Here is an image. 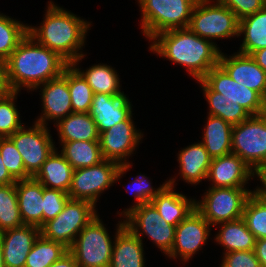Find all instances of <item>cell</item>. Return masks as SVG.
<instances>
[{
    "mask_svg": "<svg viewBox=\"0 0 266 267\" xmlns=\"http://www.w3.org/2000/svg\"><path fill=\"white\" fill-rule=\"evenodd\" d=\"M151 41V51L187 67L189 74L196 80L202 79L219 63V47H216L214 42L196 35L189 28L161 32Z\"/></svg>",
    "mask_w": 266,
    "mask_h": 267,
    "instance_id": "7a4b0ae2",
    "label": "cell"
},
{
    "mask_svg": "<svg viewBox=\"0 0 266 267\" xmlns=\"http://www.w3.org/2000/svg\"><path fill=\"white\" fill-rule=\"evenodd\" d=\"M259 177L260 182H262V188L258 187L256 190L253 191V194L260 199L263 203L266 204V168H261L254 171V175Z\"/></svg>",
    "mask_w": 266,
    "mask_h": 267,
    "instance_id": "f6af8a7d",
    "label": "cell"
},
{
    "mask_svg": "<svg viewBox=\"0 0 266 267\" xmlns=\"http://www.w3.org/2000/svg\"><path fill=\"white\" fill-rule=\"evenodd\" d=\"M211 2L212 0H198L188 28L196 35L209 41L240 36L239 19L236 15L218 0L214 4Z\"/></svg>",
    "mask_w": 266,
    "mask_h": 267,
    "instance_id": "8992f818",
    "label": "cell"
},
{
    "mask_svg": "<svg viewBox=\"0 0 266 267\" xmlns=\"http://www.w3.org/2000/svg\"><path fill=\"white\" fill-rule=\"evenodd\" d=\"M199 81L205 98L209 103V114L211 116L219 117L224 121L236 125L245 119L249 118L251 114L237 102L224 98L223 94L213 91L202 79Z\"/></svg>",
    "mask_w": 266,
    "mask_h": 267,
    "instance_id": "f546056e",
    "label": "cell"
},
{
    "mask_svg": "<svg viewBox=\"0 0 266 267\" xmlns=\"http://www.w3.org/2000/svg\"><path fill=\"white\" fill-rule=\"evenodd\" d=\"M142 12L141 29L146 38L180 28H188L198 0H138Z\"/></svg>",
    "mask_w": 266,
    "mask_h": 267,
    "instance_id": "277c9868",
    "label": "cell"
},
{
    "mask_svg": "<svg viewBox=\"0 0 266 267\" xmlns=\"http://www.w3.org/2000/svg\"><path fill=\"white\" fill-rule=\"evenodd\" d=\"M35 41L27 34L6 60L7 78L12 91L19 92L22 87L39 89L43 83L60 77L69 65L57 52Z\"/></svg>",
    "mask_w": 266,
    "mask_h": 267,
    "instance_id": "6da1fadb",
    "label": "cell"
},
{
    "mask_svg": "<svg viewBox=\"0 0 266 267\" xmlns=\"http://www.w3.org/2000/svg\"><path fill=\"white\" fill-rule=\"evenodd\" d=\"M125 218V226L141 241V236L145 233L165 255L171 252L176 226L168 224L164 218H161L152 203H143L131 209Z\"/></svg>",
    "mask_w": 266,
    "mask_h": 267,
    "instance_id": "8fae6325",
    "label": "cell"
},
{
    "mask_svg": "<svg viewBox=\"0 0 266 267\" xmlns=\"http://www.w3.org/2000/svg\"><path fill=\"white\" fill-rule=\"evenodd\" d=\"M244 34L240 53L251 55L266 48V5L254 14L239 20V35Z\"/></svg>",
    "mask_w": 266,
    "mask_h": 267,
    "instance_id": "83f0119b",
    "label": "cell"
},
{
    "mask_svg": "<svg viewBox=\"0 0 266 267\" xmlns=\"http://www.w3.org/2000/svg\"><path fill=\"white\" fill-rule=\"evenodd\" d=\"M51 137L48 127L36 122L29 129L22 126L8 137L22 156L25 170L31 177L38 173L47 157L55 150Z\"/></svg>",
    "mask_w": 266,
    "mask_h": 267,
    "instance_id": "7c38bea8",
    "label": "cell"
},
{
    "mask_svg": "<svg viewBox=\"0 0 266 267\" xmlns=\"http://www.w3.org/2000/svg\"><path fill=\"white\" fill-rule=\"evenodd\" d=\"M202 80L213 91L237 102L251 115L266 113V101L256 91L234 81L219 64L210 69Z\"/></svg>",
    "mask_w": 266,
    "mask_h": 267,
    "instance_id": "4fadbf2b",
    "label": "cell"
},
{
    "mask_svg": "<svg viewBox=\"0 0 266 267\" xmlns=\"http://www.w3.org/2000/svg\"><path fill=\"white\" fill-rule=\"evenodd\" d=\"M130 167L129 161L119 165L111 160H103L94 166L75 169L68 192L70 199L85 200L95 206L99 195L119 180Z\"/></svg>",
    "mask_w": 266,
    "mask_h": 267,
    "instance_id": "5b68a950",
    "label": "cell"
},
{
    "mask_svg": "<svg viewBox=\"0 0 266 267\" xmlns=\"http://www.w3.org/2000/svg\"><path fill=\"white\" fill-rule=\"evenodd\" d=\"M55 125L61 142L99 141L97 125L89 113H71Z\"/></svg>",
    "mask_w": 266,
    "mask_h": 267,
    "instance_id": "484cf974",
    "label": "cell"
},
{
    "mask_svg": "<svg viewBox=\"0 0 266 267\" xmlns=\"http://www.w3.org/2000/svg\"><path fill=\"white\" fill-rule=\"evenodd\" d=\"M174 180L173 178L166 181L167 184L151 200V203L158 210L161 218H164L168 224L177 226L195 209L196 200L187 199L185 195L174 192Z\"/></svg>",
    "mask_w": 266,
    "mask_h": 267,
    "instance_id": "603a6c76",
    "label": "cell"
},
{
    "mask_svg": "<svg viewBox=\"0 0 266 267\" xmlns=\"http://www.w3.org/2000/svg\"><path fill=\"white\" fill-rule=\"evenodd\" d=\"M203 200L195 202V209L212 226L239 219L245 203L253 191L236 187H209Z\"/></svg>",
    "mask_w": 266,
    "mask_h": 267,
    "instance_id": "30bf717a",
    "label": "cell"
},
{
    "mask_svg": "<svg viewBox=\"0 0 266 267\" xmlns=\"http://www.w3.org/2000/svg\"><path fill=\"white\" fill-rule=\"evenodd\" d=\"M252 176L253 170L238 155L230 153L212 158L207 178L213 182L212 187L244 188Z\"/></svg>",
    "mask_w": 266,
    "mask_h": 267,
    "instance_id": "d6986e66",
    "label": "cell"
},
{
    "mask_svg": "<svg viewBox=\"0 0 266 267\" xmlns=\"http://www.w3.org/2000/svg\"><path fill=\"white\" fill-rule=\"evenodd\" d=\"M23 225L18 206L16 183L0 185V232Z\"/></svg>",
    "mask_w": 266,
    "mask_h": 267,
    "instance_id": "e575fe53",
    "label": "cell"
},
{
    "mask_svg": "<svg viewBox=\"0 0 266 267\" xmlns=\"http://www.w3.org/2000/svg\"><path fill=\"white\" fill-rule=\"evenodd\" d=\"M13 183H16V180L10 175L4 166V162L2 161V156L0 153V185H8Z\"/></svg>",
    "mask_w": 266,
    "mask_h": 267,
    "instance_id": "c3c4849f",
    "label": "cell"
},
{
    "mask_svg": "<svg viewBox=\"0 0 266 267\" xmlns=\"http://www.w3.org/2000/svg\"><path fill=\"white\" fill-rule=\"evenodd\" d=\"M135 179L136 180L132 182V185L134 186L132 188V191L135 195L136 204H134L128 209H125V211H123V214L121 213V215L123 216H125L131 209L136 208L143 203H151V200L156 197L158 193L162 190V188L167 184V182H165L157 189H153V187H151V182L149 183L145 175H139V177H136Z\"/></svg>",
    "mask_w": 266,
    "mask_h": 267,
    "instance_id": "60d3db41",
    "label": "cell"
},
{
    "mask_svg": "<svg viewBox=\"0 0 266 267\" xmlns=\"http://www.w3.org/2000/svg\"><path fill=\"white\" fill-rule=\"evenodd\" d=\"M69 199V194L62 190L44 187L43 225L49 220L54 219L63 210Z\"/></svg>",
    "mask_w": 266,
    "mask_h": 267,
    "instance_id": "ab89813d",
    "label": "cell"
},
{
    "mask_svg": "<svg viewBox=\"0 0 266 267\" xmlns=\"http://www.w3.org/2000/svg\"><path fill=\"white\" fill-rule=\"evenodd\" d=\"M96 215L97 211L91 202L69 199L63 210L40 228V234L69 249L77 235Z\"/></svg>",
    "mask_w": 266,
    "mask_h": 267,
    "instance_id": "ba28073f",
    "label": "cell"
},
{
    "mask_svg": "<svg viewBox=\"0 0 266 267\" xmlns=\"http://www.w3.org/2000/svg\"><path fill=\"white\" fill-rule=\"evenodd\" d=\"M96 215L77 235L68 249L78 267H109L113 244L110 236Z\"/></svg>",
    "mask_w": 266,
    "mask_h": 267,
    "instance_id": "9c48e42d",
    "label": "cell"
},
{
    "mask_svg": "<svg viewBox=\"0 0 266 267\" xmlns=\"http://www.w3.org/2000/svg\"><path fill=\"white\" fill-rule=\"evenodd\" d=\"M221 229L216 235L215 241L221 244L226 253L234 251H248L255 249V237L247 228L243 218L220 223Z\"/></svg>",
    "mask_w": 266,
    "mask_h": 267,
    "instance_id": "f1b7e54d",
    "label": "cell"
},
{
    "mask_svg": "<svg viewBox=\"0 0 266 267\" xmlns=\"http://www.w3.org/2000/svg\"><path fill=\"white\" fill-rule=\"evenodd\" d=\"M43 115L36 120V123L46 126L47 120H59L73 113L71 97L68 89V66L63 74L55 79L42 84Z\"/></svg>",
    "mask_w": 266,
    "mask_h": 267,
    "instance_id": "e0dca14e",
    "label": "cell"
},
{
    "mask_svg": "<svg viewBox=\"0 0 266 267\" xmlns=\"http://www.w3.org/2000/svg\"><path fill=\"white\" fill-rule=\"evenodd\" d=\"M16 193L22 222L41 228L43 226V185L34 177L17 180Z\"/></svg>",
    "mask_w": 266,
    "mask_h": 267,
    "instance_id": "44dd1931",
    "label": "cell"
},
{
    "mask_svg": "<svg viewBox=\"0 0 266 267\" xmlns=\"http://www.w3.org/2000/svg\"><path fill=\"white\" fill-rule=\"evenodd\" d=\"M58 153L55 148L34 178L45 188L59 189L68 193L74 169L63 155Z\"/></svg>",
    "mask_w": 266,
    "mask_h": 267,
    "instance_id": "d4e9b609",
    "label": "cell"
},
{
    "mask_svg": "<svg viewBox=\"0 0 266 267\" xmlns=\"http://www.w3.org/2000/svg\"><path fill=\"white\" fill-rule=\"evenodd\" d=\"M86 79L88 85L95 93H104L109 95L118 94L120 90V81L117 72L109 65L98 64L91 66L85 72L81 71L76 65H73Z\"/></svg>",
    "mask_w": 266,
    "mask_h": 267,
    "instance_id": "1f68e13d",
    "label": "cell"
},
{
    "mask_svg": "<svg viewBox=\"0 0 266 267\" xmlns=\"http://www.w3.org/2000/svg\"><path fill=\"white\" fill-rule=\"evenodd\" d=\"M201 143L212 158L232 153L233 125L215 116L208 115Z\"/></svg>",
    "mask_w": 266,
    "mask_h": 267,
    "instance_id": "4316f807",
    "label": "cell"
},
{
    "mask_svg": "<svg viewBox=\"0 0 266 267\" xmlns=\"http://www.w3.org/2000/svg\"><path fill=\"white\" fill-rule=\"evenodd\" d=\"M39 235L38 226L26 224L0 232L5 267H25L26 257Z\"/></svg>",
    "mask_w": 266,
    "mask_h": 267,
    "instance_id": "ffe728a7",
    "label": "cell"
},
{
    "mask_svg": "<svg viewBox=\"0 0 266 267\" xmlns=\"http://www.w3.org/2000/svg\"><path fill=\"white\" fill-rule=\"evenodd\" d=\"M227 6L240 20L248 15L260 11L265 5L266 0H218Z\"/></svg>",
    "mask_w": 266,
    "mask_h": 267,
    "instance_id": "b9f144b4",
    "label": "cell"
},
{
    "mask_svg": "<svg viewBox=\"0 0 266 267\" xmlns=\"http://www.w3.org/2000/svg\"><path fill=\"white\" fill-rule=\"evenodd\" d=\"M0 267H5L1 239H0Z\"/></svg>",
    "mask_w": 266,
    "mask_h": 267,
    "instance_id": "f907efd6",
    "label": "cell"
},
{
    "mask_svg": "<svg viewBox=\"0 0 266 267\" xmlns=\"http://www.w3.org/2000/svg\"><path fill=\"white\" fill-rule=\"evenodd\" d=\"M18 92L11 91L10 93L0 96V138H6L13 135L23 124L19 120V112L15 106V98L17 99Z\"/></svg>",
    "mask_w": 266,
    "mask_h": 267,
    "instance_id": "74e56055",
    "label": "cell"
},
{
    "mask_svg": "<svg viewBox=\"0 0 266 267\" xmlns=\"http://www.w3.org/2000/svg\"><path fill=\"white\" fill-rule=\"evenodd\" d=\"M210 226L205 218L194 209L176 226L173 246L168 256L173 259L179 256L182 261H189L193 254L195 255L206 243L210 234Z\"/></svg>",
    "mask_w": 266,
    "mask_h": 267,
    "instance_id": "5bb4252c",
    "label": "cell"
},
{
    "mask_svg": "<svg viewBox=\"0 0 266 267\" xmlns=\"http://www.w3.org/2000/svg\"><path fill=\"white\" fill-rule=\"evenodd\" d=\"M256 63L266 72V48L256 50L251 54Z\"/></svg>",
    "mask_w": 266,
    "mask_h": 267,
    "instance_id": "681fc988",
    "label": "cell"
},
{
    "mask_svg": "<svg viewBox=\"0 0 266 267\" xmlns=\"http://www.w3.org/2000/svg\"><path fill=\"white\" fill-rule=\"evenodd\" d=\"M218 64L234 81L256 91L266 101V72L251 55L237 52L228 58L220 52Z\"/></svg>",
    "mask_w": 266,
    "mask_h": 267,
    "instance_id": "2e32d148",
    "label": "cell"
},
{
    "mask_svg": "<svg viewBox=\"0 0 266 267\" xmlns=\"http://www.w3.org/2000/svg\"><path fill=\"white\" fill-rule=\"evenodd\" d=\"M50 267H78L73 254L68 250L62 257Z\"/></svg>",
    "mask_w": 266,
    "mask_h": 267,
    "instance_id": "7dc6e473",
    "label": "cell"
},
{
    "mask_svg": "<svg viewBox=\"0 0 266 267\" xmlns=\"http://www.w3.org/2000/svg\"><path fill=\"white\" fill-rule=\"evenodd\" d=\"M68 89L73 113H88L94 92L82 74L72 65H68Z\"/></svg>",
    "mask_w": 266,
    "mask_h": 267,
    "instance_id": "836d02e7",
    "label": "cell"
},
{
    "mask_svg": "<svg viewBox=\"0 0 266 267\" xmlns=\"http://www.w3.org/2000/svg\"><path fill=\"white\" fill-rule=\"evenodd\" d=\"M0 153L4 166L16 181L31 178L25 170L22 156L8 137L0 138Z\"/></svg>",
    "mask_w": 266,
    "mask_h": 267,
    "instance_id": "f35d334b",
    "label": "cell"
},
{
    "mask_svg": "<svg viewBox=\"0 0 266 267\" xmlns=\"http://www.w3.org/2000/svg\"><path fill=\"white\" fill-rule=\"evenodd\" d=\"M255 254L261 267H266V238L255 241Z\"/></svg>",
    "mask_w": 266,
    "mask_h": 267,
    "instance_id": "bcb514c9",
    "label": "cell"
},
{
    "mask_svg": "<svg viewBox=\"0 0 266 267\" xmlns=\"http://www.w3.org/2000/svg\"><path fill=\"white\" fill-rule=\"evenodd\" d=\"M242 218L256 240L266 238V204L253 193L245 203Z\"/></svg>",
    "mask_w": 266,
    "mask_h": 267,
    "instance_id": "8d00e7d4",
    "label": "cell"
},
{
    "mask_svg": "<svg viewBox=\"0 0 266 267\" xmlns=\"http://www.w3.org/2000/svg\"><path fill=\"white\" fill-rule=\"evenodd\" d=\"M61 154L73 169L90 167L101 163L104 158L99 141L61 142Z\"/></svg>",
    "mask_w": 266,
    "mask_h": 267,
    "instance_id": "4dcf8cb0",
    "label": "cell"
},
{
    "mask_svg": "<svg viewBox=\"0 0 266 267\" xmlns=\"http://www.w3.org/2000/svg\"><path fill=\"white\" fill-rule=\"evenodd\" d=\"M232 153L256 171L266 168V113L251 115L233 125Z\"/></svg>",
    "mask_w": 266,
    "mask_h": 267,
    "instance_id": "52a82bcc",
    "label": "cell"
},
{
    "mask_svg": "<svg viewBox=\"0 0 266 267\" xmlns=\"http://www.w3.org/2000/svg\"><path fill=\"white\" fill-rule=\"evenodd\" d=\"M12 90L8 83L7 78V65L6 61L0 59V96L10 93Z\"/></svg>",
    "mask_w": 266,
    "mask_h": 267,
    "instance_id": "ee69618b",
    "label": "cell"
},
{
    "mask_svg": "<svg viewBox=\"0 0 266 267\" xmlns=\"http://www.w3.org/2000/svg\"><path fill=\"white\" fill-rule=\"evenodd\" d=\"M177 160L185 182L196 185L207 179L212 157L201 142L182 149Z\"/></svg>",
    "mask_w": 266,
    "mask_h": 267,
    "instance_id": "cb8c5ba5",
    "label": "cell"
},
{
    "mask_svg": "<svg viewBox=\"0 0 266 267\" xmlns=\"http://www.w3.org/2000/svg\"><path fill=\"white\" fill-rule=\"evenodd\" d=\"M67 251L62 243L48 240L40 234L26 257L25 267H50Z\"/></svg>",
    "mask_w": 266,
    "mask_h": 267,
    "instance_id": "d6a6232c",
    "label": "cell"
},
{
    "mask_svg": "<svg viewBox=\"0 0 266 267\" xmlns=\"http://www.w3.org/2000/svg\"><path fill=\"white\" fill-rule=\"evenodd\" d=\"M109 267H145L143 242L119 222Z\"/></svg>",
    "mask_w": 266,
    "mask_h": 267,
    "instance_id": "7402d4cb",
    "label": "cell"
},
{
    "mask_svg": "<svg viewBox=\"0 0 266 267\" xmlns=\"http://www.w3.org/2000/svg\"><path fill=\"white\" fill-rule=\"evenodd\" d=\"M224 254L221 267H261L254 250Z\"/></svg>",
    "mask_w": 266,
    "mask_h": 267,
    "instance_id": "7bdbcfd3",
    "label": "cell"
},
{
    "mask_svg": "<svg viewBox=\"0 0 266 267\" xmlns=\"http://www.w3.org/2000/svg\"><path fill=\"white\" fill-rule=\"evenodd\" d=\"M142 137L143 134L136 130L133 124L132 115L100 133L99 144L104 160L124 165L126 158L135 150Z\"/></svg>",
    "mask_w": 266,
    "mask_h": 267,
    "instance_id": "9a60e30c",
    "label": "cell"
},
{
    "mask_svg": "<svg viewBox=\"0 0 266 267\" xmlns=\"http://www.w3.org/2000/svg\"><path fill=\"white\" fill-rule=\"evenodd\" d=\"M131 110V102L123 92L114 95L95 93L88 113L100 134L115 124L127 120L132 115Z\"/></svg>",
    "mask_w": 266,
    "mask_h": 267,
    "instance_id": "ac0fdd59",
    "label": "cell"
},
{
    "mask_svg": "<svg viewBox=\"0 0 266 267\" xmlns=\"http://www.w3.org/2000/svg\"><path fill=\"white\" fill-rule=\"evenodd\" d=\"M44 18L39 28L28 26V34L39 44L57 52L69 64L76 65L85 56L79 50L91 23L53 2L49 3Z\"/></svg>",
    "mask_w": 266,
    "mask_h": 267,
    "instance_id": "3957f363",
    "label": "cell"
},
{
    "mask_svg": "<svg viewBox=\"0 0 266 267\" xmlns=\"http://www.w3.org/2000/svg\"><path fill=\"white\" fill-rule=\"evenodd\" d=\"M28 34V25L0 14V59L7 60Z\"/></svg>",
    "mask_w": 266,
    "mask_h": 267,
    "instance_id": "d590c367",
    "label": "cell"
}]
</instances>
